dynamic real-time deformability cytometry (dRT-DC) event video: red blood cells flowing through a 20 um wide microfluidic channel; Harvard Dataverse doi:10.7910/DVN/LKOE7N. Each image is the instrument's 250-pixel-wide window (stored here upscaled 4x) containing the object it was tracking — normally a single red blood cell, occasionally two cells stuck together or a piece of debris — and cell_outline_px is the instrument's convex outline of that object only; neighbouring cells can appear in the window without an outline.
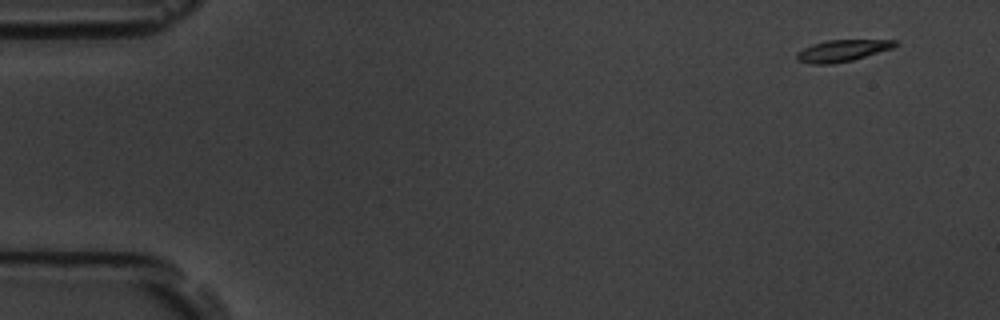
{"species": "common noctule bat (a hibernating species)", "species_latin": "Nyctalus noctula", "temperature_condition": "room temperature", "stored_images_in_passage": 4, "camera_frame_rate_fps": 3000, "um_per_image_px": 0.085, "animal": {"sex": "male", "body_mass_g": 19.5, "forearm_length_mm": 54.6}, "frame": {"image": 1, "passage_image": 1, "time_ms": 0.0, "image_size_px": [1000, 320], "cell_outline_px": [[896, 44], [892, 48], [852, 60], [832, 64], [808, 64], [796, 60], [796, 52], [812, 44], [828, 40], [896, 40]], "centroid_in_image_um": [71.52, 4.31], "position_along_channel_um": 13.5, "area_um2": 12.31}}
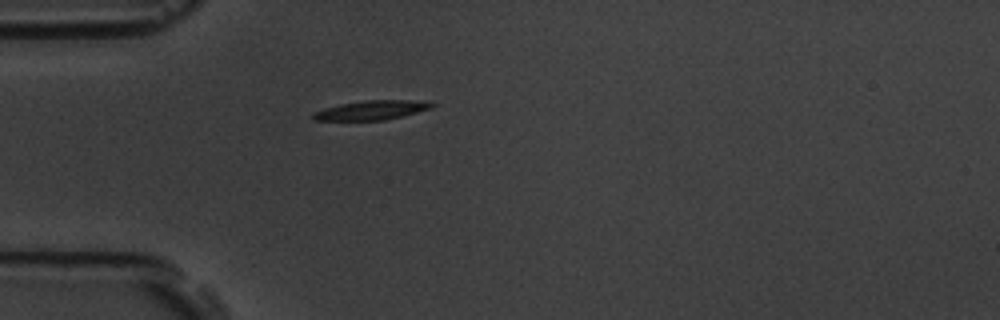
{"frame": {"image": 2, "passage_image": 4, "time_ms": 4.333, "image_size_px": [1000, 320], "cell_outline_px": [[436, 104], [432, 108], [384, 120], [312, 120], [312, 112], [324, 108], [340, 104], [364, 100], [424, 100]], "centroid_in_image_um": [31.57, 9.35], "position_along_channel_um": 53.4, "area_um2": 13.35}}